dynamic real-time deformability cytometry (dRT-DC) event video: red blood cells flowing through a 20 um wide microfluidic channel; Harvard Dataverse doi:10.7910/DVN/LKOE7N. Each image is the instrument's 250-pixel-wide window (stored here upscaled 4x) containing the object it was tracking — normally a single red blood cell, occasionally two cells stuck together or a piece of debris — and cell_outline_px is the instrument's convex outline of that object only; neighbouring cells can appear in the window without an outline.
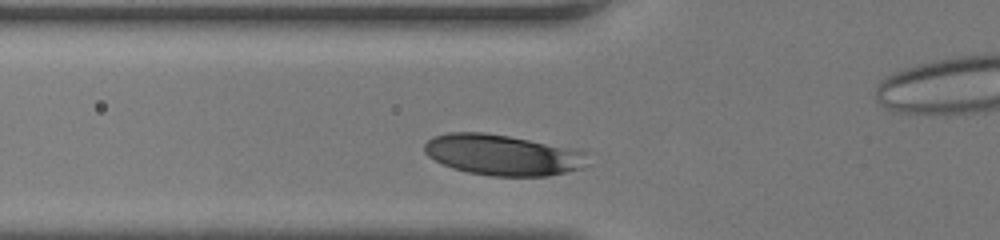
{"species": "human", "species_latin": "Homo sapiens", "temperature_condition": "room temperature", "stored_images_in_passage": 30, "camera_frame_rate_fps": 3000, "um_per_image_px": 0.085, "donor": {"sex": "female"}, "frame": {"image": 1, "passage_image": 10, "time_ms": 3.0, "image_size_px": [1000, 240], "cell_outline_px": [[592, 164], [580, 168], [548, 176], [488, 176], [468, 172], [452, 168], [428, 156], [424, 152], [424, 144], [432, 136], [448, 132], [484, 132], [508, 136], [528, 140], [584, 152]], "centroid_in_image_um": [42.68, 13.17], "position_along_channel_um": 83.1, "area_um2": 38.49}}
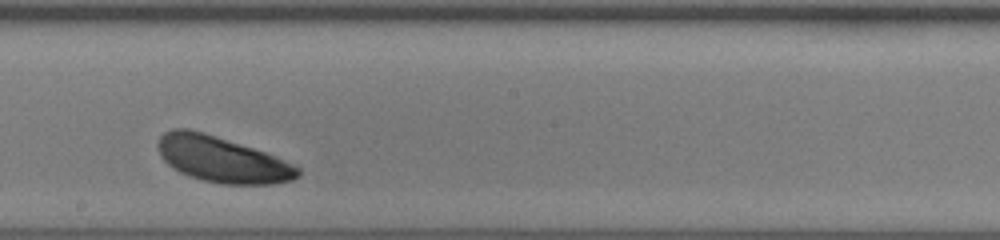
{"frame": {"image": 2, "passage_image": 20, "time_ms": 6.333, "image_size_px": [1000, 240], "cell_outline_px": [[300, 176], [292, 180], [272, 184], [224, 184], [204, 180], [188, 176], [172, 168], [160, 156], [156, 144], [160, 136], [164, 132], [172, 128], [188, 128], [204, 132], [264, 152], [292, 164], [300, 168]], "centroid_in_image_um": [18.82, 13.55], "position_along_channel_um": 229.4, "area_um2": 37.17}}
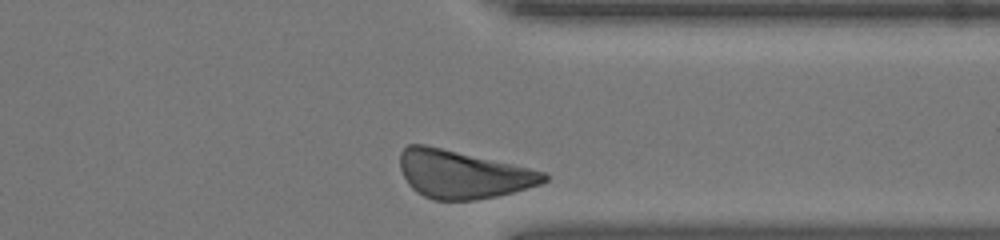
{"frame": {"image": 3, "passage_image": 30, "time_ms": 9.667, "image_size_px": [1000, 240], "cell_outline_px": [[548, 180], [540, 184], [512, 192], [496, 196], [476, 200], [432, 200], [416, 192], [408, 184], [400, 168], [400, 152], [408, 144], [424, 144], [512, 164], [544, 172], [548, 176]], "centroid_in_image_um": [39.29, 14.82], "position_along_channel_um": 372.1, "area_um2": 39.88}}